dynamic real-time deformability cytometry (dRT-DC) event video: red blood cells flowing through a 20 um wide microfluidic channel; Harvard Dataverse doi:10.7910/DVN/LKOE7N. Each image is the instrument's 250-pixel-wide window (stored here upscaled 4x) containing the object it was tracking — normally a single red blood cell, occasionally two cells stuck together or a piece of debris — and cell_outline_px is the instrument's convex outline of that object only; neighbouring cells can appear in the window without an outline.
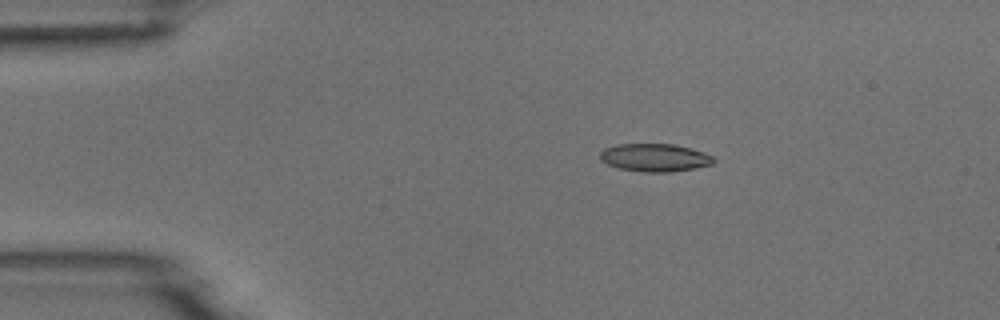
{"species": "common noctule bat (a hibernating species)", "species_latin": "Nyctalus noctula", "temperature_condition": "room temperature", "stored_images_in_passage": 4, "camera_frame_rate_fps": 3000, "um_per_image_px": 0.085, "animal": {"sex": "male", "body_mass_g": 18.8}, "frame": {"image": 1, "passage_image": 3, "time_ms": 2.333, "image_size_px": [1000, 320], "cell_outline_px": [[716, 160], [712, 164], [692, 168], [668, 172], [644, 172], [620, 168], [608, 164], [600, 160], [600, 152], [604, 148], [620, 144], [672, 144], [692, 148], [704, 152], [712, 156]], "centroid_in_image_um": [55.66, 13.39], "position_along_channel_um": 29.3, "area_um2": 18.32}}